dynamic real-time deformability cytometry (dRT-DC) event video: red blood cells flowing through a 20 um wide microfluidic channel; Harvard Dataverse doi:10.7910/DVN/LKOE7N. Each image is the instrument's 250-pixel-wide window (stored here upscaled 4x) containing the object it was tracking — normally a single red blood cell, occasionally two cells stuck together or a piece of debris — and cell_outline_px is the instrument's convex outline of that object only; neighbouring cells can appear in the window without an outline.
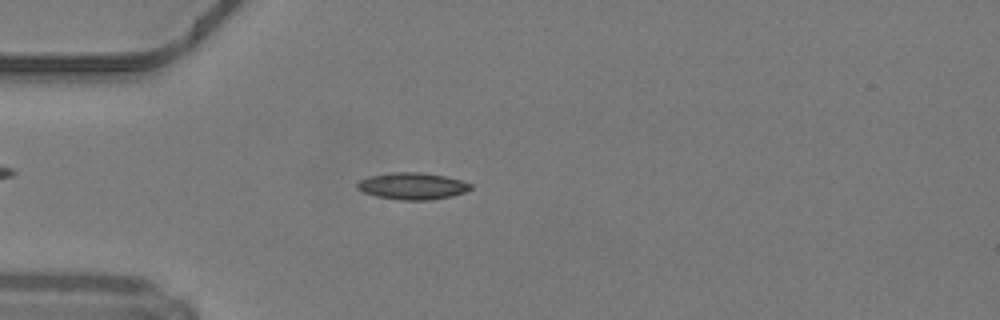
{"species": "common noctule bat (a hibernating species)", "species_latin": "Nyctalus noctula", "temperature_condition": "warm", "stored_images_in_passage": 45, "camera_frame_rate_fps": 3000, "um_per_image_px": 0.085, "animal": {"sex": "male", "body_mass_g": 19.2, "forearm_length_mm": 51.8}, "frame": {"image": 1, "passage_image": 10, "time_ms": 3.0, "image_size_px": [1000, 320], "cell_outline_px": [[472, 188], [464, 192], [452, 196], [428, 200], [404, 200], [376, 196], [364, 192], [356, 188], [356, 184], [360, 180], [368, 176], [392, 172], [420, 172], [444, 176], [460, 180], [472, 184]], "centroid_in_image_um": [35.04, 15.81], "position_along_channel_um": 50.0, "area_um2": 17.63}}
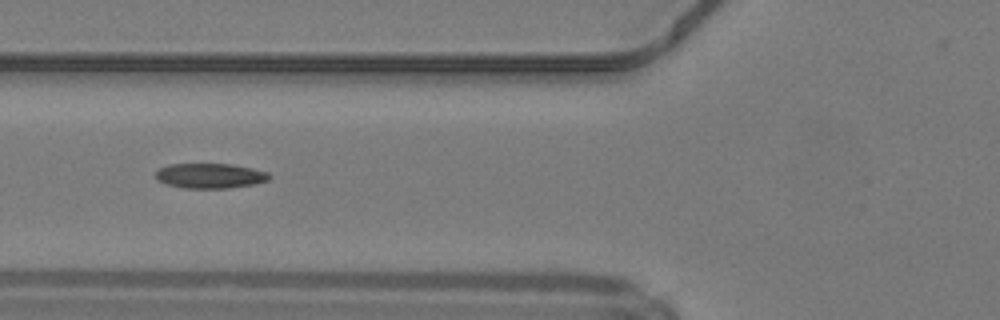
{"frame": {"image": 2, "passage_image": 15, "time_ms": 4.667, "image_size_px": [1000, 320], "cell_outline_px": [[272, 176], [268, 180], [252, 184], [228, 188], [184, 188], [168, 184], [156, 180], [156, 172], [160, 168], [168, 164], [232, 164], [252, 168], [268, 172]], "centroid_in_image_um": [17.86, 14.93], "position_along_channel_um": 107.9, "area_um2": 16.47}}
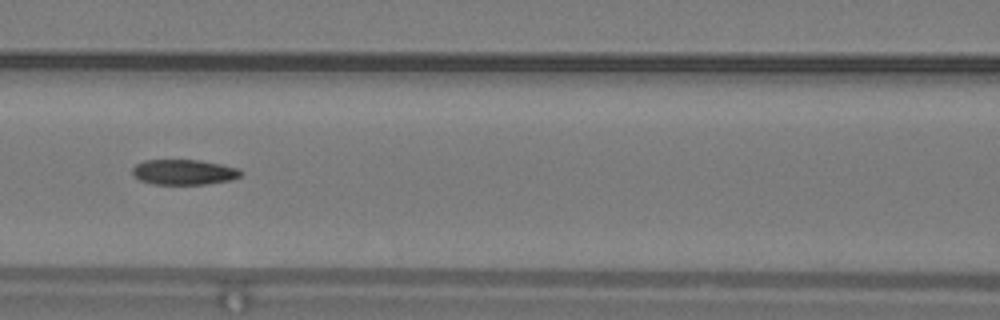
{"frame": {"image": 3, "passage_image": 18, "time_ms": 5.667, "image_size_px": [1000, 320], "cell_outline_px": [[244, 172], [240, 176], [232, 180], [204, 184], [152, 184], [140, 180], [132, 172], [132, 168], [136, 164], [144, 160], [200, 160], [240, 168]], "centroid_in_image_um": [15.66, 14.62], "position_along_channel_um": 150.9, "area_um2": 16.01}, "authors_computed_cell_mechanics": {"area_um2": 16.4152, "velocity_mm_per_s": 4.2488, "shape_relaxation_time_tau1_ms": null, "shape_relaxation_time_tau2_ms": 4.2918, "deformation_change_tau1": null, "deformation_change_tau2": 0.1187}}